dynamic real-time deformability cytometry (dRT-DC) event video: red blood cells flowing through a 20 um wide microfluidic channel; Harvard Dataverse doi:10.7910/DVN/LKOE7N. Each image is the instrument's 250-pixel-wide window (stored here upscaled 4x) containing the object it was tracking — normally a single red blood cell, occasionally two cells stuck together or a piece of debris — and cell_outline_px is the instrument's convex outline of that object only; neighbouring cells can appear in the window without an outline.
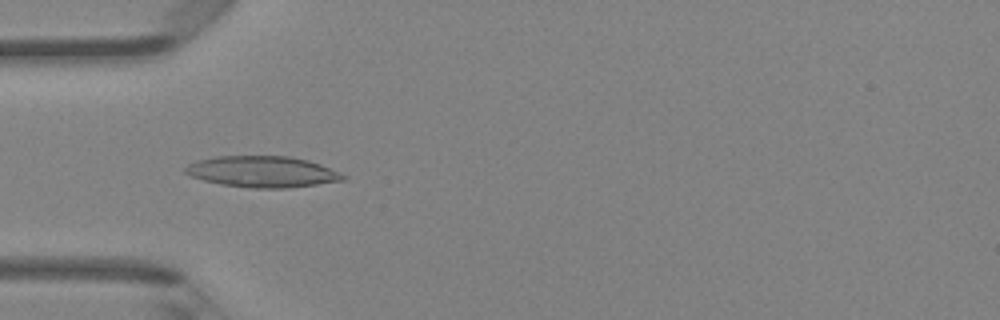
{"species": "Egyptian fruit bat (a non-hibernating species)", "species_latin": "Rousettus aegyptiacus", "temperature_condition": "room temperature", "stored_images_in_passage": 32, "camera_frame_rate_fps": 3000, "um_per_image_px": 0.085, "animal": {"sex": "female"}, "frame": {"image": 1, "passage_image": 5, "time_ms": 1.333, "image_size_px": [1000, 320], "cell_outline_px": [[348, 176], [344, 180], [288, 188], [252, 188], [220, 184], [204, 180], [192, 176], [184, 172], [184, 168], [188, 164], [196, 160], [212, 156], [288, 156], [308, 160], [320, 164]], "centroid_in_image_um": [22.28, 14.59], "position_along_channel_um": 62.7, "area_um2": 28.67}}
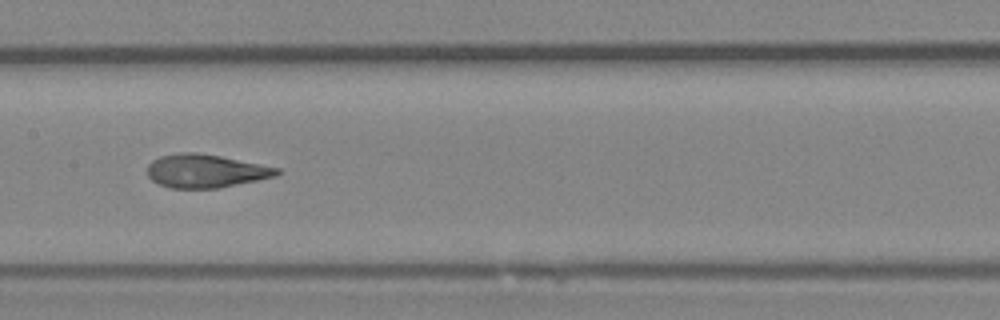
{"frame": {"image": 2, "passage_image": 14, "time_ms": 4.333, "image_size_px": [1000, 320], "cell_outline_px": [[280, 172], [276, 176], [220, 188], [168, 188], [152, 180], [148, 176], [148, 164], [152, 160], [160, 156], [180, 152], [196, 152], [220, 156], [280, 168]], "centroid_in_image_um": [17.46, 14.53], "position_along_channel_um": 189.9, "area_um2": 25.14}}
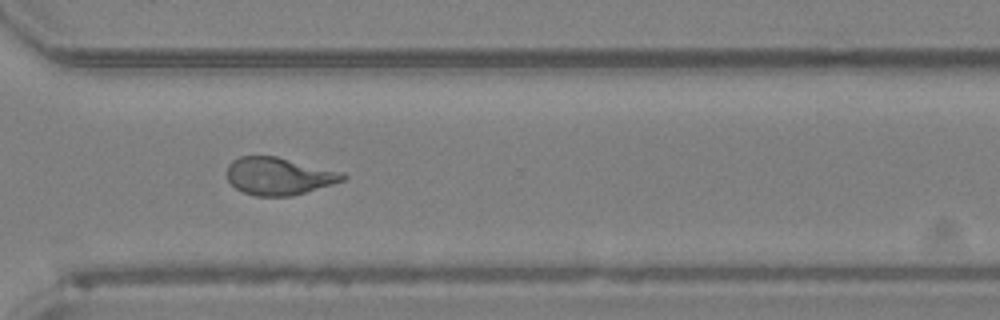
{"frame": {"image": 3, "passage_image": 25, "time_ms": 8.0, "image_size_px": [1000, 320], "cell_outline_px": [[348, 176], [344, 180], [332, 184], [292, 196], [256, 196], [244, 192], [236, 188], [228, 180], [224, 172], [228, 164], [232, 160], [240, 156], [276, 156], [344, 172]], "centroid_in_image_um": [23.68, 14.96], "position_along_channel_um": 346.9, "area_um2": 25.49}, "authors_computed_cell_mechanics": {"area_um2": 25.2875, "velocity_mm_per_s": 4.2858, "shape_relaxation_time_tau1_ms": 6.2733, "shape_relaxation_time_tau2_ms": 1.1773, "deformation_change_tau1": 0.1918, "deformation_change_tau2": 0.0795}}